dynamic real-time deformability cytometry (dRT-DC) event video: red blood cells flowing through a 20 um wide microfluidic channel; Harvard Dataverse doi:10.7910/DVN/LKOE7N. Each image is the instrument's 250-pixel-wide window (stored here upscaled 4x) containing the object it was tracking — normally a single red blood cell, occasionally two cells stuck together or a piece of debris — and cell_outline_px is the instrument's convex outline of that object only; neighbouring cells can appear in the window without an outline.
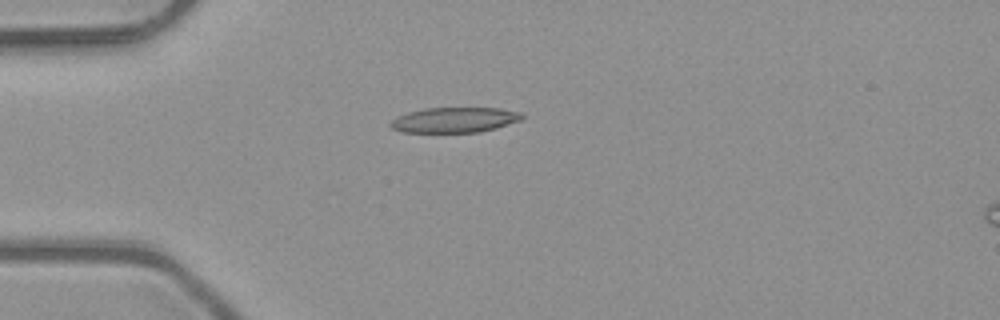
{"species": "common noctule bat (a hibernating species)", "species_latin": "Nyctalus noctula", "temperature_condition": "room temperature", "stored_images_in_passage": 5, "camera_frame_rate_fps": 3000, "um_per_image_px": 0.085, "animal": {"sex": "male", "body_mass_g": 23.1, "forearm_length_mm": 52.7}, "frame": {"image": 1, "passage_image": 4, "time_ms": 1.0, "image_size_px": [1000, 320], "cell_outline_px": [[524, 116], [520, 120], [496, 128], [480, 132], [400, 132], [392, 128], [388, 124], [392, 120], [408, 112], [424, 108], [500, 108], [520, 112]], "centroid_in_image_um": [38.63, 10.19], "position_along_channel_um": 46.4, "area_um2": 19.25}}